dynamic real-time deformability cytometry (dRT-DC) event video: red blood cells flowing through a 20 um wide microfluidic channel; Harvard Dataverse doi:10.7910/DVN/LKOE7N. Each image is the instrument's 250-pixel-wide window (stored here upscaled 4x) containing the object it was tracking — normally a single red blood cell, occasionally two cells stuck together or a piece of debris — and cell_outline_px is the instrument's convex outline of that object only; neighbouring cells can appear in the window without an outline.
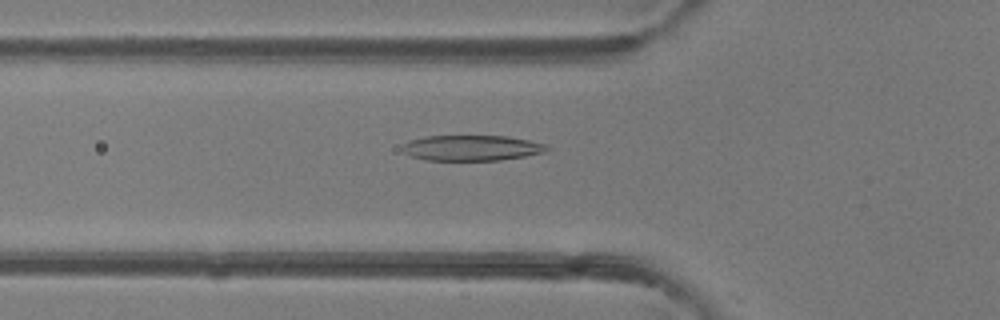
{"species": "common noctule bat (a hibernating species)", "species_latin": "Nyctalus noctula", "temperature_condition": "room temperature", "stored_images_in_passage": 48, "camera_frame_rate_fps": 3000, "um_per_image_px": 0.085, "animal": {"sex": "female"}, "frame": {"image": 1, "passage_image": 17, "time_ms": 5.333, "image_size_px": [1000, 320], "cell_outline_px": [[548, 152], [500, 160], [424, 160], [412, 156], [404, 152], [400, 148], [408, 140], [424, 136], [508, 136], [548, 144]], "centroid_in_image_um": [40.09, 12.57], "position_along_channel_um": 85.7, "area_um2": 21.62}}
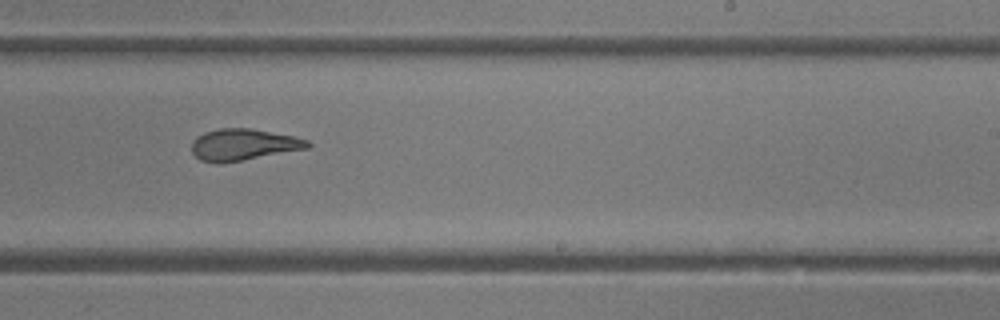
{"frame": {"image": 2, "passage_image": 30, "time_ms": 9.667, "image_size_px": [1000, 320], "cell_outline_px": [[312, 144], [308, 148], [220, 164], [216, 164], [200, 160], [192, 152], [192, 140], [196, 136], [204, 132], [220, 128], [252, 128], [296, 136], [308, 140]], "centroid_in_image_um": [20.67, 12.29], "position_along_channel_um": 268.3, "area_um2": 21.5}}
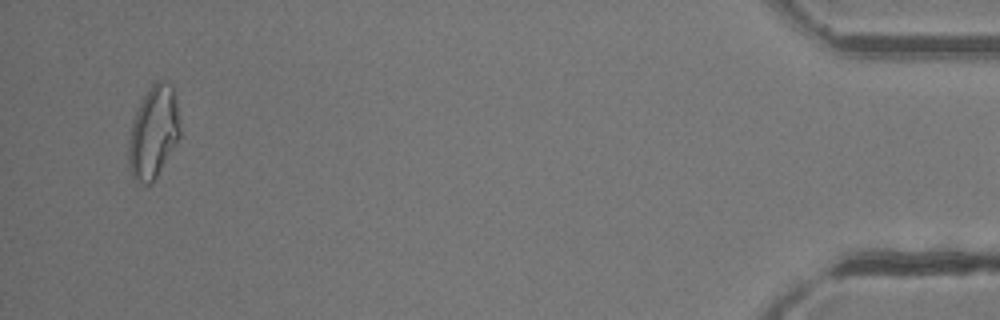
{"frame": {"image": 3, "passage_image": 47, "time_ms": 15.333, "image_size_px": [1000, 320], "cell_outline_px": [[180, 136], [152, 184], [144, 184], [136, 180], [132, 176], [128, 164], [128, 144], [132, 120], [144, 96], [152, 84], [156, 80], [164, 80], [172, 84], [176, 104], [180, 132]], "centroid_in_image_um": [13.02, 11.25], "position_along_channel_um": 422.2, "area_um2": 27.34}}